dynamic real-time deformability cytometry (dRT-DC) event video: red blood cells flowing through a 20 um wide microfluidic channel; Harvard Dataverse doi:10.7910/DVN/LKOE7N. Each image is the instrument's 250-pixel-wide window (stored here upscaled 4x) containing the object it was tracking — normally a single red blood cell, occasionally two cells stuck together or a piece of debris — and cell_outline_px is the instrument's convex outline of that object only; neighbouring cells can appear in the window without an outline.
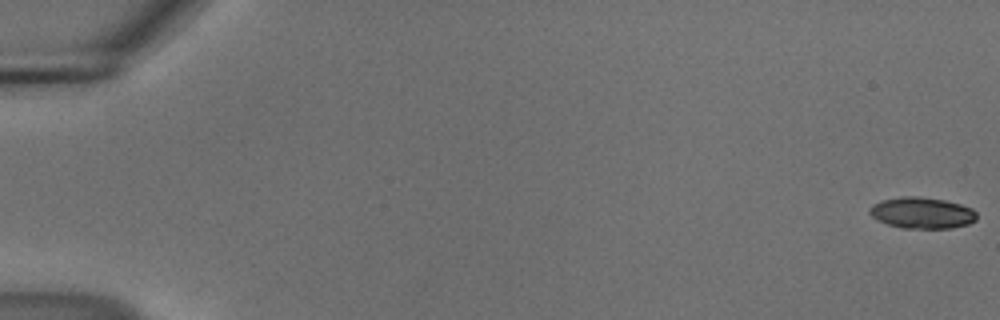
{"species": "common noctule bat (a hibernating species)", "species_latin": "Nyctalus noctula", "temperature_condition": "cold", "stored_images_in_passage": 56, "camera_frame_rate_fps": 3000, "um_per_image_px": 0.085, "animal": {"sex": "male", "body_mass_g": 18.8}, "frame": {"image": 1, "passage_image": 1, "time_ms": 0.0, "image_size_px": [1000, 320], "cell_outline_px": [[976, 220], [968, 224], [952, 228], [900, 228], [888, 224], [872, 216], [868, 212], [868, 208], [872, 204], [880, 200], [900, 196], [920, 196], [944, 200], [960, 204], [972, 208], [976, 212]], "centroid_in_image_um": [78.35, 18.08], "position_along_channel_um": 6.7, "area_um2": 19.65}}
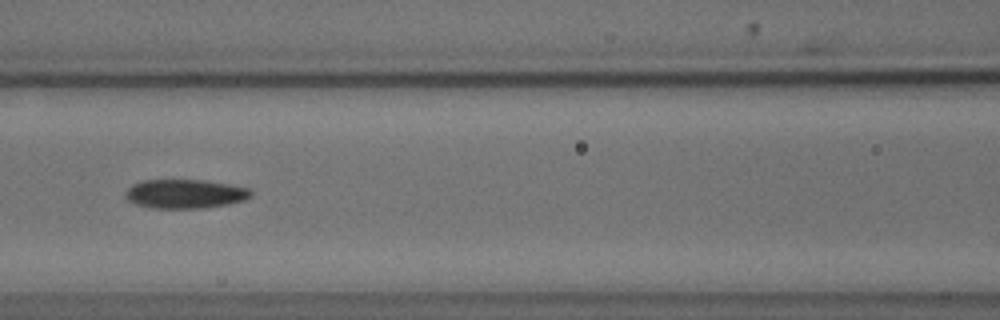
{"frame": {"image": 2, "passage_image": 26, "time_ms": 8.333, "image_size_px": [1000, 320], "cell_outline_px": [[252, 196], [244, 200], [228, 204], [204, 208], [152, 208], [136, 204], [128, 200], [128, 188], [132, 184], [144, 180], [204, 180], [228, 184], [248, 188], [252, 192]], "centroid_in_image_um": [15.76, 16.48], "position_along_channel_um": 150.8, "area_um2": 21.04}}
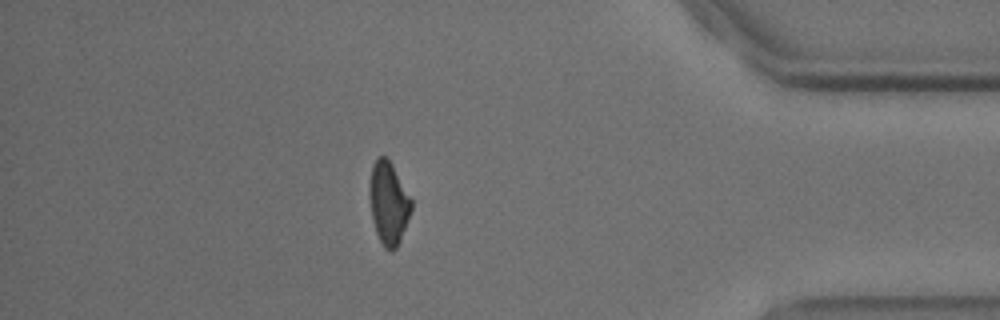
{"frame": {"image": 3, "passage_image": 49, "time_ms": 16.0, "image_size_px": [1000, 320], "cell_outline_px": [[412, 208], [400, 240], [396, 248], [392, 252], [384, 248], [376, 232], [372, 220], [368, 196], [368, 188], [372, 164], [376, 156], [384, 156], [392, 164], [412, 200]], "centroid_in_image_um": [32.99, 17.24], "position_along_channel_um": 402.2, "area_um2": 20.29}, "authors_computed_cell_mechanics": {"area_um2": 20.5479, "velocity_mm_per_s": 3.7141, "shape_relaxation_time_tau1_ms": 3.5463, "shape_relaxation_time_tau2_ms": null, "deformation_change_tau1": 0.1104, "deformation_change_tau2": null}}